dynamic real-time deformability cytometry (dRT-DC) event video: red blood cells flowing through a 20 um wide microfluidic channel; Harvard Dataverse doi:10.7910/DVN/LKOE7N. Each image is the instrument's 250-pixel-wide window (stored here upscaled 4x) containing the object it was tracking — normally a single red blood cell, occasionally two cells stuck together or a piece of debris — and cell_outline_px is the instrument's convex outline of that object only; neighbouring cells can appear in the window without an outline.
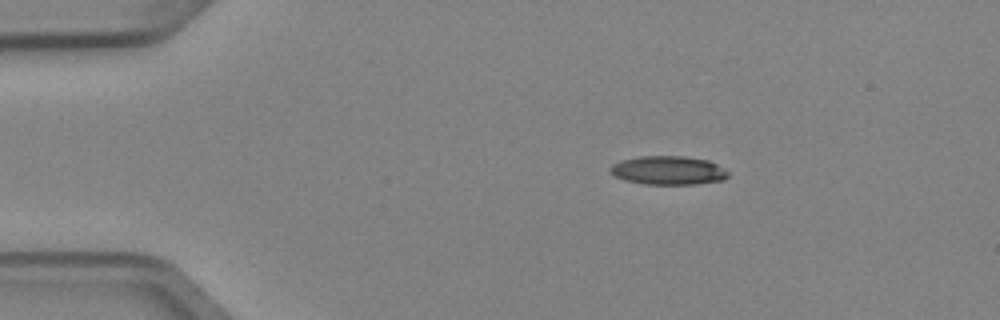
{"species": "Egyptian fruit bat (a non-hibernating species)", "species_latin": "Rousettus aegyptiacus", "temperature_condition": "cold", "stored_images_in_passage": 3, "camera_frame_rate_fps": 3000, "um_per_image_px": 0.085, "animal": {"sex": "female"}, "frame": {"image": 1, "passage_image": 2, "time_ms": 0.333, "image_size_px": [1000, 320], "cell_outline_px": [[728, 176], [724, 180], [696, 184], [644, 184], [624, 180], [608, 172], [608, 168], [612, 164], [620, 160], [640, 156], [684, 156], [708, 160], [716, 164], [728, 172]], "centroid_in_image_um": [56.76, 14.48], "position_along_channel_um": 28.2, "area_um2": 19.83}}